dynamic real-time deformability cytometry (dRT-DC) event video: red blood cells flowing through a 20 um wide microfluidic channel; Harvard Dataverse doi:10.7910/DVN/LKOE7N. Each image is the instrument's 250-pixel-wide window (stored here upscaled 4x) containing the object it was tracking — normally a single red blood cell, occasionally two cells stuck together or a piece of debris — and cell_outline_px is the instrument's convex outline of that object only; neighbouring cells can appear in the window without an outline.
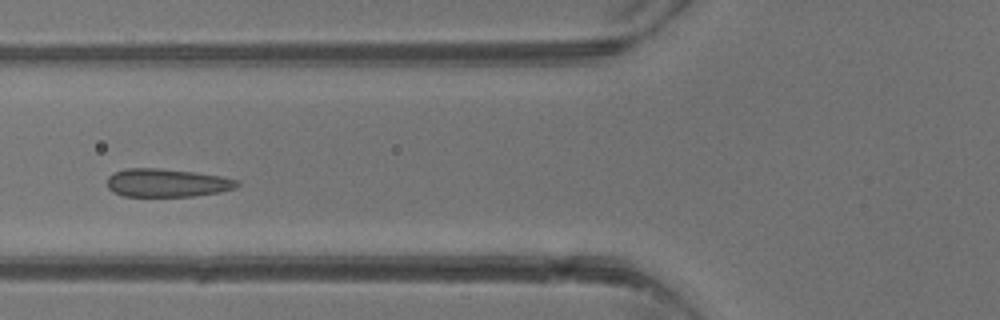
{"species": "common noctule bat (a hibernating species)", "species_latin": "Nyctalus noctula", "temperature_condition": "warm", "stored_images_in_passage": 4, "camera_frame_rate_fps": 3000, "um_per_image_px": 0.085, "animal": {"sex": "male", "body_mass_g": 13.3}, "frame": {"image": 1, "passage_image": 4, "time_ms": 3.667, "image_size_px": [1000, 320], "cell_outline_px": [[240, 184], [236, 188], [220, 192], [192, 196], [124, 196], [112, 192], [108, 188], [108, 176], [116, 172], [128, 168], [160, 168], [196, 172], [220, 176], [236, 180]], "centroid_in_image_um": [14.19, 15.54], "position_along_channel_um": 111.6, "area_um2": 21.33}}